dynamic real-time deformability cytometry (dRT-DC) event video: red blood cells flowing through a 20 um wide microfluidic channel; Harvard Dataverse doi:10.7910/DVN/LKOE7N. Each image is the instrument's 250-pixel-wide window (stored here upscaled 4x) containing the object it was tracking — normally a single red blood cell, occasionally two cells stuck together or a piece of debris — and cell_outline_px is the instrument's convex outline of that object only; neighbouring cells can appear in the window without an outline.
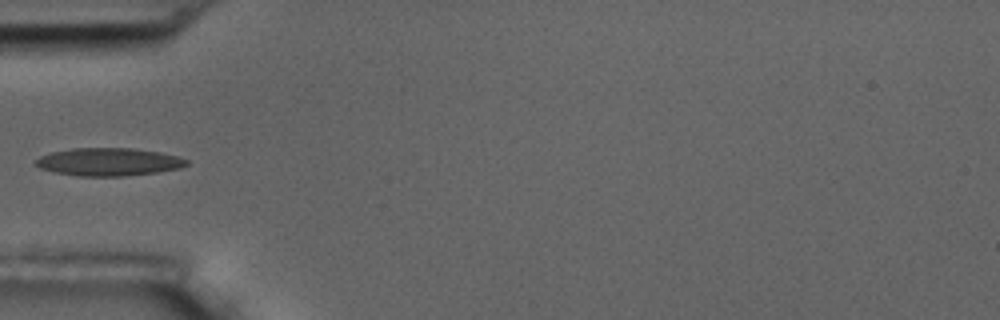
{"species": "common noctule bat (a hibernating species)", "species_latin": "Nyctalus noctula", "temperature_condition": "room temperature", "stored_images_in_passage": 10, "camera_frame_rate_fps": 3000, "um_per_image_px": 0.085, "animal": {"sex": "male", "body_mass_g": 17.5, "forearm_length_mm": 52.3}, "frame": {"image": 1, "passage_image": 4, "time_ms": 4.333, "image_size_px": [1000, 320], "cell_outline_px": [[188, 164], [180, 168], [156, 172], [124, 176], [80, 176], [56, 172], [40, 168], [32, 164], [40, 156], [52, 152], [72, 148], [132, 148], [160, 152], [176, 156], [188, 160]], "centroid_in_image_um": [9.22, 13.75], "position_along_channel_um": 75.8, "area_um2": 24.39}}
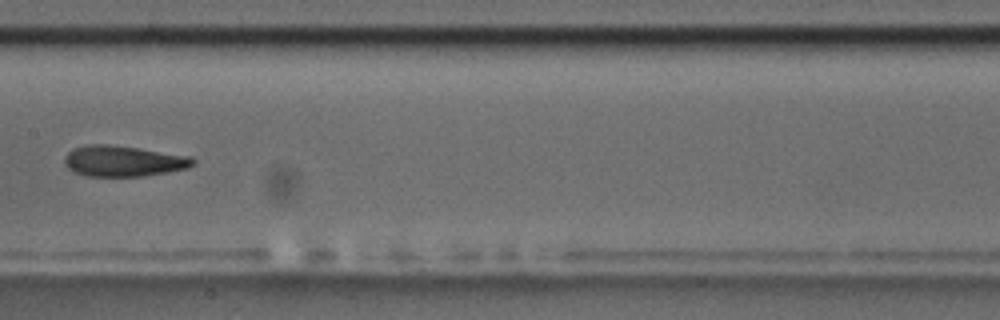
{"frame": {"image": 2, "passage_image": 7, "time_ms": 7.667, "image_size_px": [1000, 320], "cell_outline_px": [[196, 164], [188, 168], [168, 172], [144, 176], [88, 176], [76, 172], [68, 168], [64, 164], [64, 156], [72, 148], [88, 144], [108, 144], [192, 156], [196, 160]], "centroid_in_image_um": [10.5, 13.69], "position_along_channel_um": 196.9, "area_um2": 23.18}}
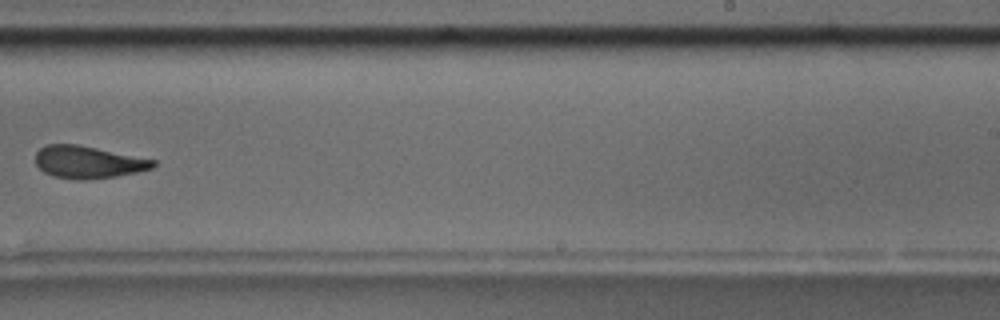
{"frame": {"image": 3, "passage_image": 9, "time_ms": 10.0, "image_size_px": [1000, 320], "cell_outline_px": [[156, 164], [152, 168], [136, 172], [116, 176], [84, 180], [80, 180], [52, 176], [44, 172], [36, 164], [36, 152], [40, 148], [48, 144], [76, 144], [156, 160]], "centroid_in_image_um": [7.47, 13.78], "position_along_channel_um": 281.5, "area_um2": 21.96}}